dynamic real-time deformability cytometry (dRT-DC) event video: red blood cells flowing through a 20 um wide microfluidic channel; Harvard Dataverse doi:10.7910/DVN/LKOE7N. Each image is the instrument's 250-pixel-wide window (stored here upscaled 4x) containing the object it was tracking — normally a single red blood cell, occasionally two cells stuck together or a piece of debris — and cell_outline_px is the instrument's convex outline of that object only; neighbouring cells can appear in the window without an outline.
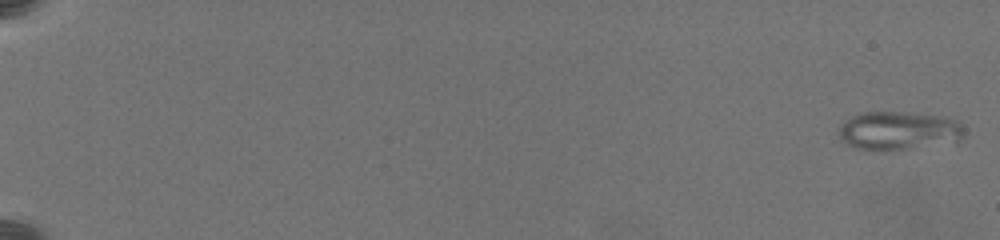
{"species": "common noctule bat (a hibernating species)", "species_latin": "Nyctalus noctula", "temperature_condition": "warm", "stored_images_in_passage": 51, "camera_frame_rate_fps": 3000, "um_per_image_px": 0.085, "animal": {"sex": "female", "body_mass_g": 19.5, "forearm_length_mm": 54.1}, "frame": {"image": 1, "passage_image": 2, "time_ms": 0.333, "image_size_px": [1000, 240], "cell_outline_px": [[964, 128], [960, 140], [904, 148], [860, 148], [848, 144], [840, 140], [836, 132], [840, 124], [852, 116], [860, 112], [908, 112], [944, 116], [960, 120]], "centroid_in_image_um": [76.36, 11.04], "position_along_channel_um": 8.6, "area_um2": 27.57}}
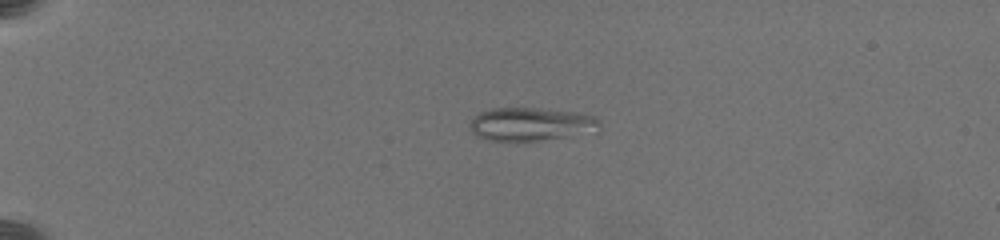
{"frame": {"image": 2, "passage_image": 25, "time_ms": 5.667, "image_size_px": [1000, 240], "cell_outline_px": [[600, 124], [596, 132], [536, 140], [488, 140], [476, 136], [472, 132], [472, 120], [480, 112], [492, 108], [536, 108], [576, 112], [596, 116]], "centroid_in_image_um": [45.17, 10.54], "position_along_channel_um": 39.8, "area_um2": 24.74}}
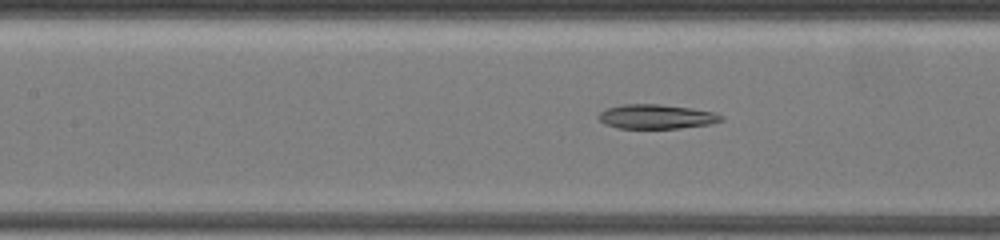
{"frame": {"image": 3, "passage_image": 46, "time_ms": 10.667, "image_size_px": [1000, 240], "cell_outline_px": [[724, 120], [712, 124], [680, 128], [616, 128], [604, 124], [596, 116], [600, 112], [608, 108], [620, 104], [656, 104], [688, 108], [716, 112], [724, 116]], "centroid_in_image_um": [55.8, 9.92], "position_along_channel_um": 151.6, "area_um2": 17.51}}